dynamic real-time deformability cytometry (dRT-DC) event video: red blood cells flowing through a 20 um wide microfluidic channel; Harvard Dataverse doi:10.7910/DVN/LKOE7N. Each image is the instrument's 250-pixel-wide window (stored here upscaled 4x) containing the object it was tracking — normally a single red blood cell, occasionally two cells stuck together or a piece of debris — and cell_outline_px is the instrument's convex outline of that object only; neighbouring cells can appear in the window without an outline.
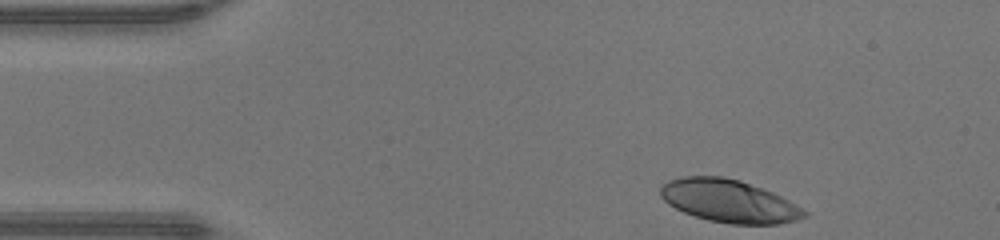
{"species": "human", "species_latin": "Homo sapiens", "temperature_condition": "warm", "stored_images_in_passage": 9, "camera_frame_rate_fps": 3000, "um_per_image_px": 0.085, "donor": {"sex": "male"}, "frame": {"image": 1, "passage_image": 1, "time_ms": 0.0, "image_size_px": [1000, 240], "cell_outline_px": [[808, 216], [796, 220], [780, 224], [732, 224], [708, 220], [684, 212], [668, 204], [660, 196], [660, 184], [668, 180], [680, 176], [724, 176], [740, 180], [772, 192], [796, 204], [808, 212]], "centroid_in_image_um": [61.94, 17.08], "position_along_channel_um": 23.1, "area_um2": 35.95}}